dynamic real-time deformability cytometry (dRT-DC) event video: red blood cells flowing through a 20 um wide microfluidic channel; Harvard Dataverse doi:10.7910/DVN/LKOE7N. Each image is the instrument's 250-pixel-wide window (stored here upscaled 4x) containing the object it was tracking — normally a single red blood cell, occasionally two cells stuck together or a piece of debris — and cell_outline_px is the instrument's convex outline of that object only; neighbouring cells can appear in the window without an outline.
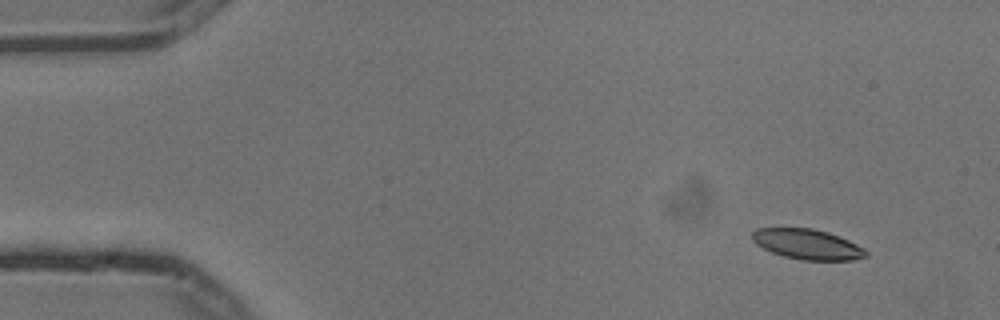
{"species": "common noctule bat (a hibernating species)", "species_latin": "Nyctalus noctula", "temperature_condition": "cold", "stored_images_in_passage": 5, "camera_frame_rate_fps": 3000, "um_per_image_px": 0.085, "animal": {"sex": "male", "body_mass_g": 13.3}, "frame": {"image": 1, "passage_image": 1, "time_ms": 0.0, "image_size_px": [1000, 320], "cell_outline_px": [[868, 256], [852, 260], [800, 260], [784, 256], [772, 252], [756, 244], [752, 240], [752, 232], [756, 228], [812, 228], [828, 232], [848, 240], [864, 248], [868, 252]], "centroid_in_image_um": [68.63, 20.76], "position_along_channel_um": 16.4, "area_um2": 20.0}}
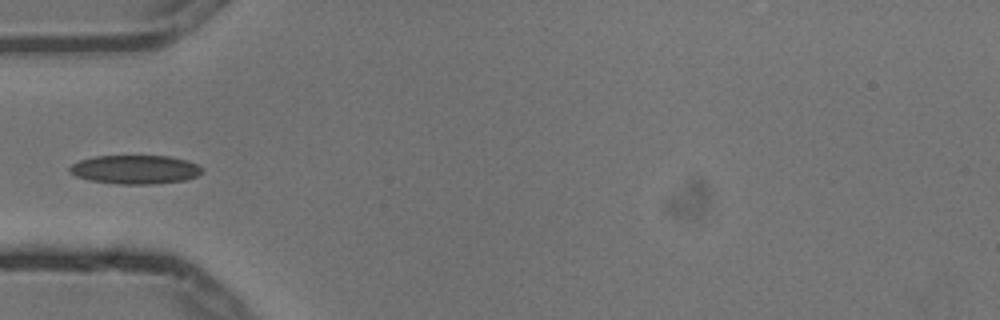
{"frame": {"image": 2, "passage_image": 4, "time_ms": 1.0, "image_size_px": [1000, 320], "cell_outline_px": [[200, 172], [196, 176], [184, 180], [152, 184], [120, 184], [92, 180], [76, 176], [68, 172], [68, 168], [72, 164], [80, 160], [96, 156], [168, 156], [184, 160], [196, 164], [200, 168]], "centroid_in_image_um": [11.43, 14.41], "position_along_channel_um": 73.6, "area_um2": 21.85}}
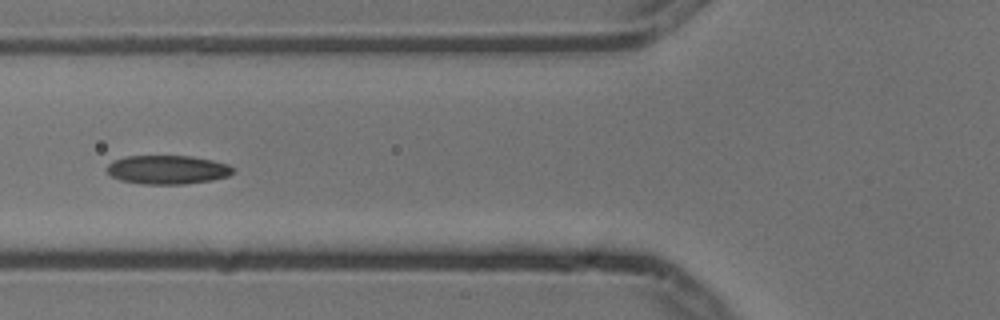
{"frame": {"image": 3, "passage_image": 5, "time_ms": 1.333, "image_size_px": [1000, 320], "cell_outline_px": [[232, 172], [228, 176], [212, 180], [184, 184], [144, 184], [120, 180], [112, 176], [108, 172], [108, 164], [112, 160], [124, 156], [192, 156], [212, 160], [228, 164], [232, 168]], "centroid_in_image_um": [14.22, 14.42], "position_along_channel_um": 111.6, "area_um2": 21.1}}